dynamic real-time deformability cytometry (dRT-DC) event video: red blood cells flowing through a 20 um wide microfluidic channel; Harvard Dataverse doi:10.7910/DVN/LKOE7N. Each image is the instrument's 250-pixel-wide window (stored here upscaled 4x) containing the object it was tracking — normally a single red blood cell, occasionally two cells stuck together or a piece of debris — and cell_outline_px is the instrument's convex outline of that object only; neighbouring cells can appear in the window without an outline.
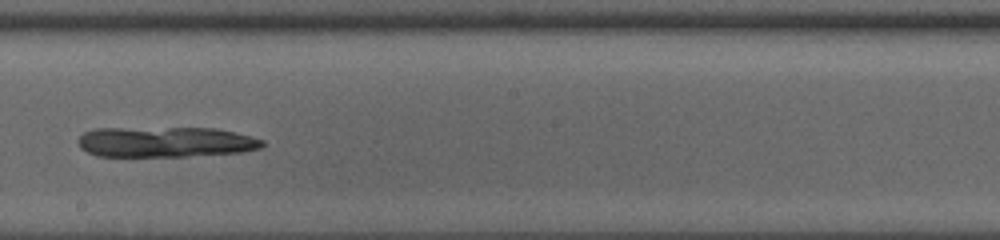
{"species": "common noctule bat (a hibernating species)", "species_latin": "Nyctalus noctula", "temperature_condition": "room temperature", "stored_images_in_passage": 34, "camera_frame_rate_fps": 3000, "um_per_image_px": 0.085, "animal": {"sex": "male", "body_mass_g": 13.0, "forearm_length_mm": 53.1}, "frame": {"image": 1, "passage_image": 14, "time_ms": 4.333, "image_size_px": [1000, 240], "cell_outline_px": [[264, 144], [260, 148], [244, 152], [188, 156], [96, 156], [80, 148], [80, 136], [84, 132], [96, 128], [212, 128], [252, 136], [264, 140]], "centroid_in_image_um": [14.08, 12.07], "position_along_channel_um": 234.1, "area_um2": 32.6}}
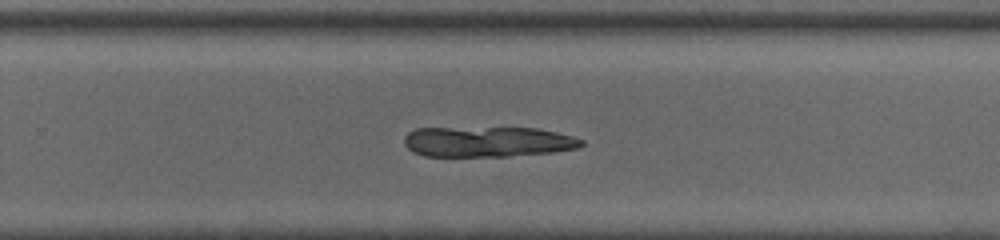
{"frame": {"image": 2, "passage_image": 18, "time_ms": 5.667, "image_size_px": [1000, 240], "cell_outline_px": [[584, 144], [580, 148], [552, 152], [508, 156], [424, 156], [412, 152], [404, 144], [404, 136], [408, 132], [416, 128], [536, 128], [556, 132], [572, 136], [584, 140]], "centroid_in_image_um": [41.44, 12.05], "position_along_channel_um": 288.4, "area_um2": 31.5}}